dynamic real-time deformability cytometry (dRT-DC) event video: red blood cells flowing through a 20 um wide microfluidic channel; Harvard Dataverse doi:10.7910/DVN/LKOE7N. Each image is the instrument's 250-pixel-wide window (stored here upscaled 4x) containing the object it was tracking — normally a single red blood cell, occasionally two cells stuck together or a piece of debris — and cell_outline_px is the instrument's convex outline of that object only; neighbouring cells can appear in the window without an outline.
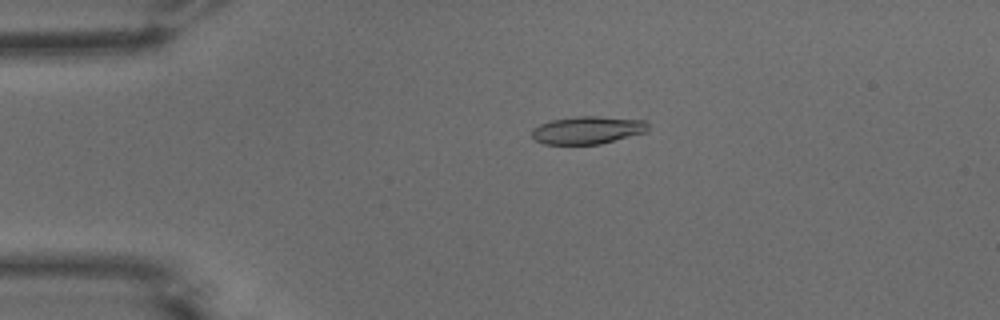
{"species": "common noctule bat (a hibernating species)", "species_latin": "Nyctalus noctula", "temperature_condition": "warm", "stored_images_in_passage": 53, "camera_frame_rate_fps": 3000, "um_per_image_px": 0.085, "animal": {"sex": "male", "body_mass_g": 15.6}, "frame": {"image": 1, "passage_image": 12, "time_ms": 3.667, "image_size_px": [1000, 320], "cell_outline_px": [[648, 128], [644, 132], [600, 144], [544, 144], [536, 140], [532, 136], [532, 128], [540, 124], [552, 120], [576, 116], [596, 116], [648, 120]], "centroid_in_image_um": [49.93, 11.05], "position_along_channel_um": 35.1, "area_um2": 18.67}}
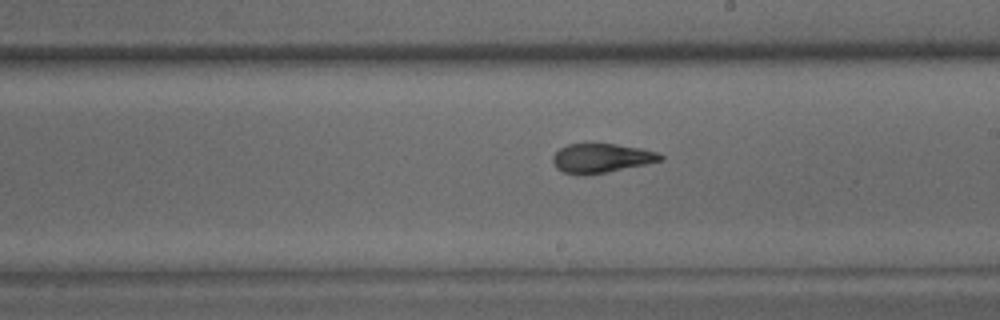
{"frame": {"image": 2, "passage_image": 31, "time_ms": 10.0, "image_size_px": [1000, 320], "cell_outline_px": [[664, 160], [584, 176], [564, 172], [556, 168], [552, 160], [552, 156], [560, 148], [568, 144], [616, 144], [640, 148], [656, 152], [664, 156]], "centroid_in_image_um": [51.09, 13.44], "position_along_channel_um": 237.9, "area_um2": 18.09}}
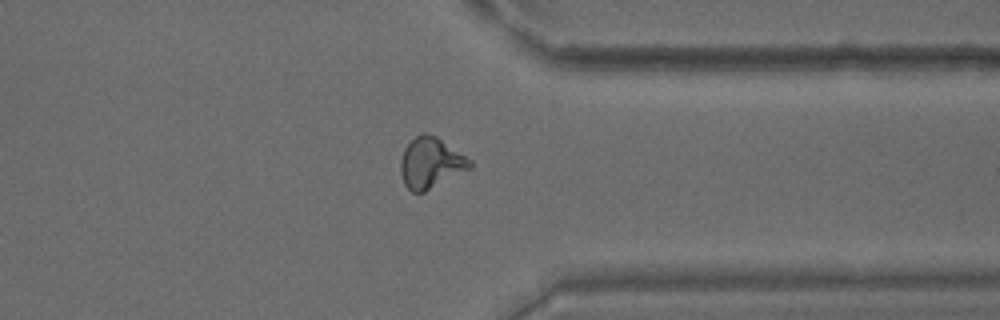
{"frame": {"image": 3, "passage_image": 42, "time_ms": 13.667, "image_size_px": [1000, 320], "cell_outline_px": [[472, 168], [424, 192], [412, 192], [404, 184], [400, 172], [400, 160], [404, 148], [416, 136], [424, 132], [436, 136], [472, 160]], "centroid_in_image_um": [36.61, 13.85], "position_along_channel_um": 374.8, "area_um2": 20.46}, "authors_computed_cell_mechanics": {"area_um2": 18.7272, "velocity_mm_per_s": 3.8285, "shape_relaxation_time_tau1_ms": 7.9332, "shape_relaxation_time_tau2_ms": 2.0324, "deformation_change_tau1": 0.2449, "deformation_change_tau2": 0.0855}}